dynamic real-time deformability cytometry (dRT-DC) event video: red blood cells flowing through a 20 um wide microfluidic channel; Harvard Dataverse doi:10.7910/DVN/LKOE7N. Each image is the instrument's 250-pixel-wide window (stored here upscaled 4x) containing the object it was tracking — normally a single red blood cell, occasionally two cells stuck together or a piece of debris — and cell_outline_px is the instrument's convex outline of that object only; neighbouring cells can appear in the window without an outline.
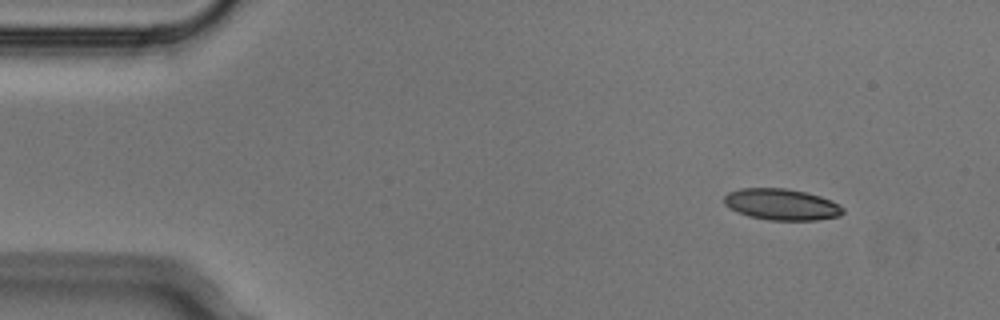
{"species": "Egyptian fruit bat (a non-hibernating species)", "species_latin": "Rousettus aegyptiacus", "temperature_condition": "cold", "stored_images_in_passage": 3, "camera_frame_rate_fps": 3000, "um_per_image_px": 0.085, "animal": {"sex": "male"}, "frame": {"image": 1, "passage_image": 1, "time_ms": 0.0, "image_size_px": [1000, 320], "cell_outline_px": [[844, 212], [840, 216], [816, 220], [768, 220], [748, 216], [736, 212], [724, 204], [724, 196], [728, 192], [740, 188], [788, 188], [820, 196], [832, 200], [840, 204], [844, 208]], "centroid_in_image_um": [66.44, 17.37], "position_along_channel_um": 18.6, "area_um2": 21.91}}